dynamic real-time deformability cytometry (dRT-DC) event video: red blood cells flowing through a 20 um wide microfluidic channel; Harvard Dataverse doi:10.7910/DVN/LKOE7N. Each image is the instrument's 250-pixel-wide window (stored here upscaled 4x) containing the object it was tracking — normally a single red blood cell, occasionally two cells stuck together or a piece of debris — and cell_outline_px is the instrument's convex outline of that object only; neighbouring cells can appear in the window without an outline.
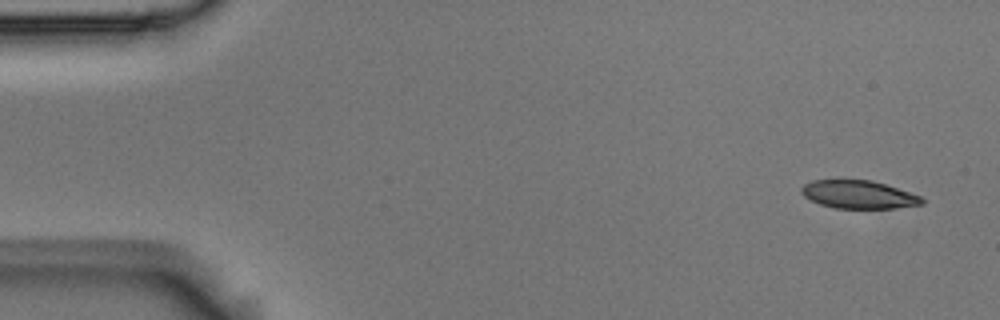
{"species": "Egyptian fruit bat (a non-hibernating species)", "species_latin": "Rousettus aegyptiacus", "temperature_condition": "room temperature", "stored_images_in_passage": 5, "camera_frame_rate_fps": 3000, "um_per_image_px": 0.085, "animal": {"sex": "male"}, "frame": {"image": 1, "passage_image": 1, "time_ms": 0.0, "image_size_px": [1000, 320], "cell_outline_px": [[924, 204], [896, 208], [836, 208], [820, 204], [804, 196], [800, 192], [800, 188], [804, 184], [812, 180], [872, 180], [920, 196], [924, 200]], "centroid_in_image_um": [72.96, 16.53], "position_along_channel_um": 12.0, "area_um2": 19.54}}
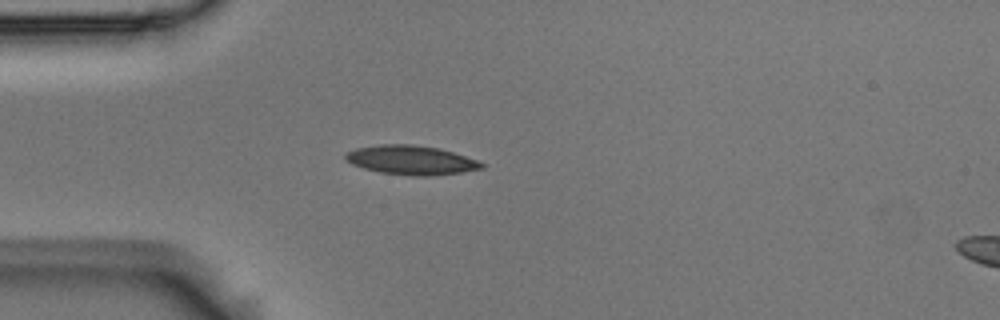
{"frame": {"image": 2, "passage_image": 4, "time_ms": 1.0, "image_size_px": [1000, 320], "cell_outline_px": [[484, 168], [460, 172], [428, 176], [416, 176], [380, 172], [364, 168], [352, 164], [344, 156], [348, 152], [356, 148], [380, 144], [412, 144], [440, 148], [480, 160], [484, 164]], "centroid_in_image_um": [34.99, 13.6], "position_along_channel_um": 50.0, "area_um2": 23.06}}